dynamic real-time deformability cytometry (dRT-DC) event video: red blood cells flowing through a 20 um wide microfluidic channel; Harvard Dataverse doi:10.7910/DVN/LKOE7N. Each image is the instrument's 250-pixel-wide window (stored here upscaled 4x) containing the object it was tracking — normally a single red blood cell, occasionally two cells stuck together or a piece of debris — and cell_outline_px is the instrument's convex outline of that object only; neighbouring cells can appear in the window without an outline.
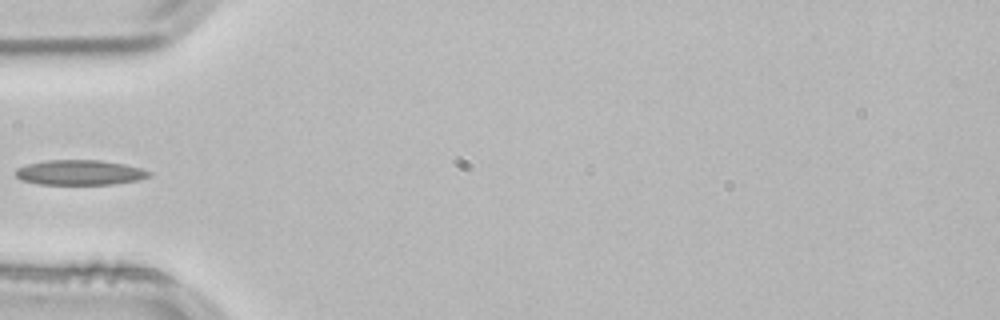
{"species": "common noctule bat (a hibernating species)", "species_latin": "Nyctalus noctula", "temperature_condition": "room temperature", "stored_images_in_passage": 20, "camera_frame_rate_fps": 3000, "um_per_image_px": 0.085, "animal": {"sex": "male", "body_mass_g": 21.5, "forearm_length_mm": 52.0}, "frame": {"image": 1, "passage_image": 1, "time_ms": 0.0, "image_size_px": [1000, 320], "cell_outline_px": [[152, 176], [136, 180], [112, 184], [40, 184], [20, 180], [16, 176], [16, 168], [28, 164], [44, 160], [100, 160], [124, 164], [140, 168], [152, 172]], "centroid_in_image_um": [6.77, 14.66], "position_along_channel_um": 78.2, "area_um2": 19.42}}